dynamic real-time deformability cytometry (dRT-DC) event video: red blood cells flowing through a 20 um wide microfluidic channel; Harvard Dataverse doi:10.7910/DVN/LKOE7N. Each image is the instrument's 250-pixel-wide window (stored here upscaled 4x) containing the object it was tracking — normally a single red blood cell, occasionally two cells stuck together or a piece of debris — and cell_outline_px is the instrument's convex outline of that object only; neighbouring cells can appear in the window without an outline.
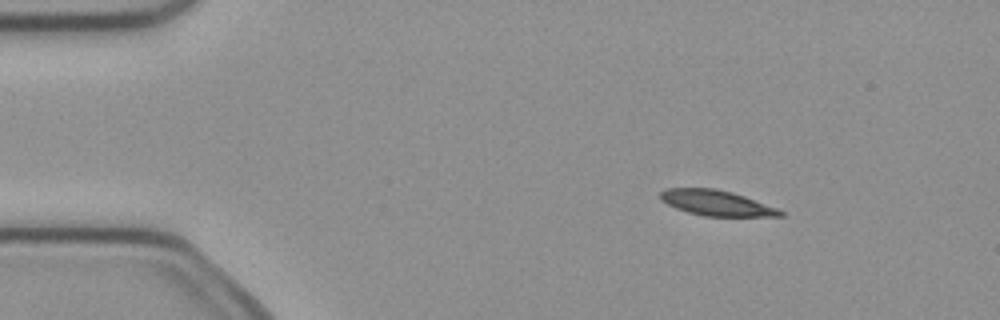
{"species": "common noctule bat (a hibernating species)", "species_latin": "Nyctalus noctula", "temperature_condition": "cold", "stored_images_in_passage": 5, "camera_frame_rate_fps": 3000, "um_per_image_px": 0.085, "animal": {"sex": "female", "body_mass_g": 21.9}, "frame": {"image": 1, "passage_image": 3, "time_ms": 0.667, "image_size_px": [1000, 320], "cell_outline_px": [[784, 216], [704, 216], [688, 212], [676, 208], [660, 200], [660, 192], [668, 188], [716, 188], [732, 192], [744, 196], [776, 208], [784, 212]], "centroid_in_image_um": [60.87, 17.25], "position_along_channel_um": 24.1, "area_um2": 17.57}}